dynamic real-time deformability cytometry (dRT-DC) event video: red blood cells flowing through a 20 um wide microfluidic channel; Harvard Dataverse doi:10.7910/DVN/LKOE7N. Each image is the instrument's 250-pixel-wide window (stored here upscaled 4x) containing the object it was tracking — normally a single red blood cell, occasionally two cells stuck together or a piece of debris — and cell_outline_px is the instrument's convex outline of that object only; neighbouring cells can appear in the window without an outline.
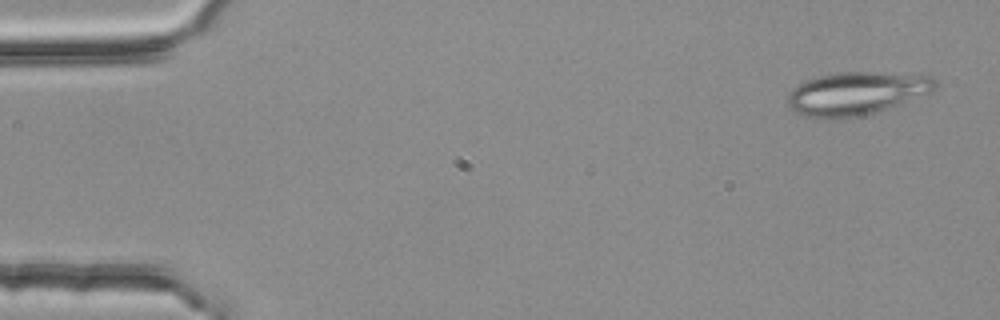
{"species": "common noctule bat (a hibernating species)", "species_latin": "Nyctalus noctula", "temperature_condition": "room temperature", "stored_images_in_passage": 2, "camera_frame_rate_fps": 3000, "um_per_image_px": 0.085, "animal": {"sex": "female", "body_mass_g": 25.1}, "frame": {"image": 1, "passage_image": 1, "time_ms": 0.0, "image_size_px": [1000, 320], "cell_outline_px": [[936, 88], [932, 92], [876, 112], [836, 120], [824, 120], [804, 116], [788, 108], [788, 92], [792, 88], [804, 80], [820, 76], [840, 72], [876, 72], [932, 76], [936, 80]], "centroid_in_image_um": [72.74, 7.95], "position_along_channel_um": 12.3, "area_um2": 37.28}}